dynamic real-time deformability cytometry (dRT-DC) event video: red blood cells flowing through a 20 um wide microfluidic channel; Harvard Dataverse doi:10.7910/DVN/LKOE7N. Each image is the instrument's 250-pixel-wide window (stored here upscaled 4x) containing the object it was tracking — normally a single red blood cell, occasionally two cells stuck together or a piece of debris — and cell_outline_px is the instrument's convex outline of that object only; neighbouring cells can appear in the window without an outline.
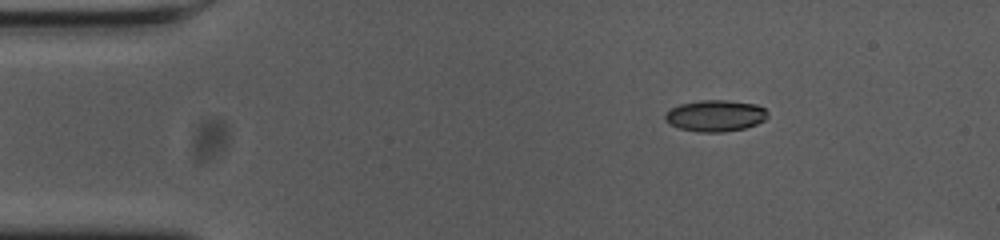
{"species": "common noctule bat (a hibernating species)", "species_latin": "Nyctalus noctula", "temperature_condition": "cold", "stored_images_in_passage": 43, "camera_frame_rate_fps": 3000, "um_per_image_px": 0.085, "animal": {"sex": "female", "body_mass_g": 23.0, "forearm_length_mm": 53.4}, "frame": {"image": 1, "passage_image": 1, "time_ms": 0.0, "image_size_px": [1000, 240], "cell_outline_px": [[768, 116], [764, 120], [756, 124], [744, 128], [724, 132], [700, 132], [680, 128], [664, 120], [664, 116], [672, 108], [680, 104], [700, 100], [728, 100], [756, 104], [764, 108], [768, 112]], "centroid_in_image_um": [60.83, 9.83], "position_along_channel_um": 24.2, "area_um2": 18.67}}
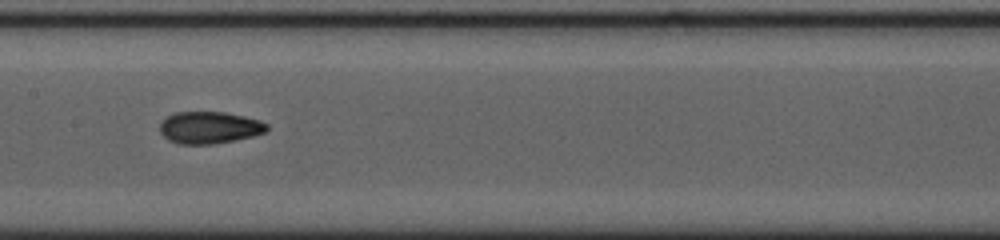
{"frame": {"image": 2, "passage_image": 20, "time_ms": 6.333, "image_size_px": [1000, 240], "cell_outline_px": [[268, 128], [264, 132], [252, 136], [212, 144], [180, 144], [168, 140], [160, 132], [160, 124], [168, 116], [176, 112], [224, 112], [244, 116], [260, 120], [268, 124]], "centroid_in_image_um": [17.8, 10.84], "position_along_channel_um": 189.6, "area_um2": 19.77}}
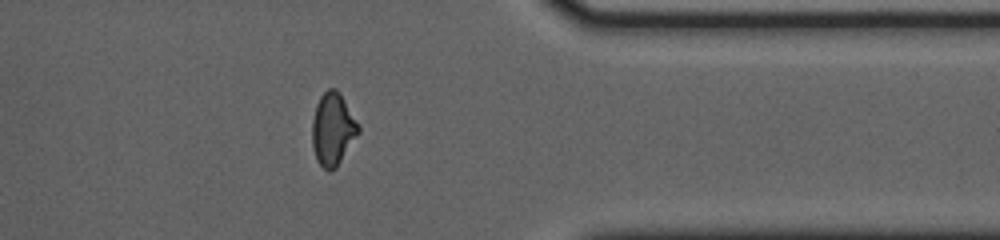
{"frame": {"image": 3, "passage_image": 37, "time_ms": 12.0, "image_size_px": [1000, 240], "cell_outline_px": [[360, 132], [336, 168], [328, 172], [316, 160], [312, 144], [312, 120], [316, 104], [320, 96], [328, 88], [336, 88], [340, 92], [360, 124]], "centroid_in_image_um": [28.3, 10.96], "position_along_channel_um": 383.1, "area_um2": 19.88}}